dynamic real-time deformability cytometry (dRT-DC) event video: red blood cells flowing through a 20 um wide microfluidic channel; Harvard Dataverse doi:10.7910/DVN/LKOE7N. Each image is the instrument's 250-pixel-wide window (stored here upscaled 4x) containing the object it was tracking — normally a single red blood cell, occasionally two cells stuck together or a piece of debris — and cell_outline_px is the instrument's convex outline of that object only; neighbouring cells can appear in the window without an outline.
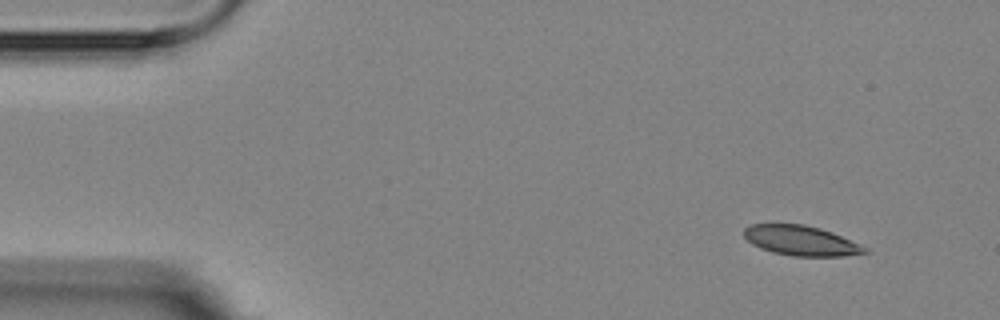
{"species": "Egyptian fruit bat (a non-hibernating species)", "species_latin": "Rousettus aegyptiacus", "temperature_condition": "room temperature", "stored_images_in_passage": 6, "camera_frame_rate_fps": 3000, "um_per_image_px": 0.085, "animal": {"sex": "female"}, "frame": {"image": 1, "passage_image": 1, "time_ms": 0.0, "image_size_px": [1000, 320], "cell_outline_px": [[868, 252], [844, 256], [792, 256], [772, 252], [760, 248], [752, 244], [744, 236], [744, 228], [748, 224], [804, 224], [820, 228], [832, 232], [860, 244], [868, 248]], "centroid_in_image_um": [68.07, 20.45], "position_along_channel_um": 16.9, "area_um2": 21.1}}
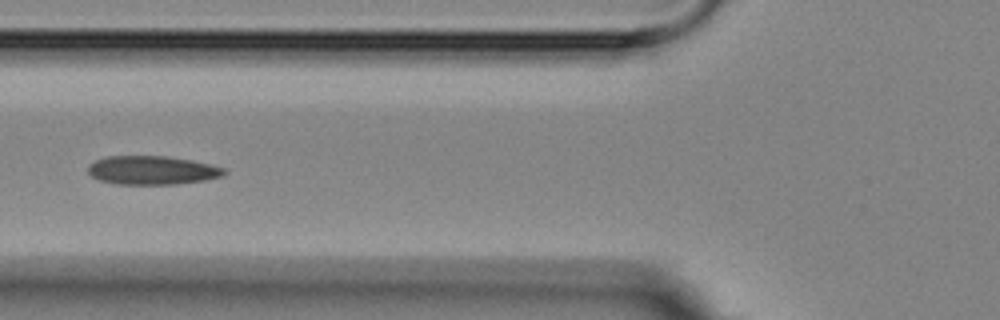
{"frame": {"image": 2, "passage_image": 5, "time_ms": 5.333, "image_size_px": [1000, 320], "cell_outline_px": [[228, 172], [224, 176], [204, 180], [176, 184], [116, 184], [100, 180], [92, 176], [88, 172], [88, 164], [96, 160], [108, 156], [168, 156], [192, 160], [224, 168]], "centroid_in_image_um": [12.94, 14.47], "position_along_channel_um": 112.9, "area_um2": 22.77}}
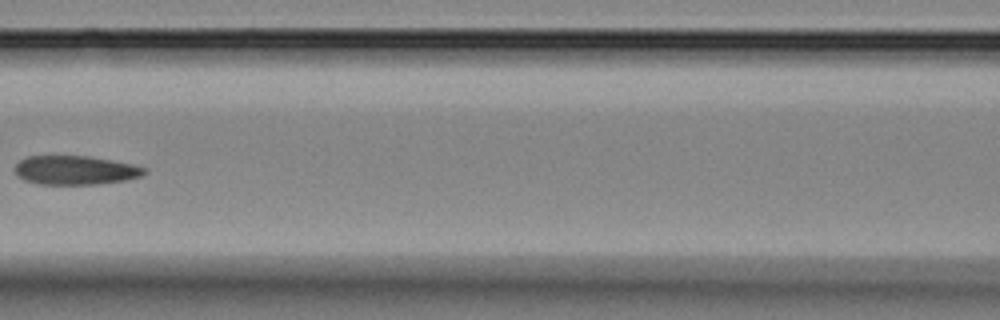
{"frame": {"image": 3, "passage_image": 6, "time_ms": 6.667, "image_size_px": [1000, 320], "cell_outline_px": [[148, 172], [140, 176], [124, 180], [96, 184], [36, 184], [24, 180], [16, 172], [16, 164], [20, 160], [28, 156], [88, 156], [112, 160], [132, 164], [144, 168]], "centroid_in_image_um": [6.39, 14.46], "position_along_channel_um": 160.2, "area_um2": 21.62}}